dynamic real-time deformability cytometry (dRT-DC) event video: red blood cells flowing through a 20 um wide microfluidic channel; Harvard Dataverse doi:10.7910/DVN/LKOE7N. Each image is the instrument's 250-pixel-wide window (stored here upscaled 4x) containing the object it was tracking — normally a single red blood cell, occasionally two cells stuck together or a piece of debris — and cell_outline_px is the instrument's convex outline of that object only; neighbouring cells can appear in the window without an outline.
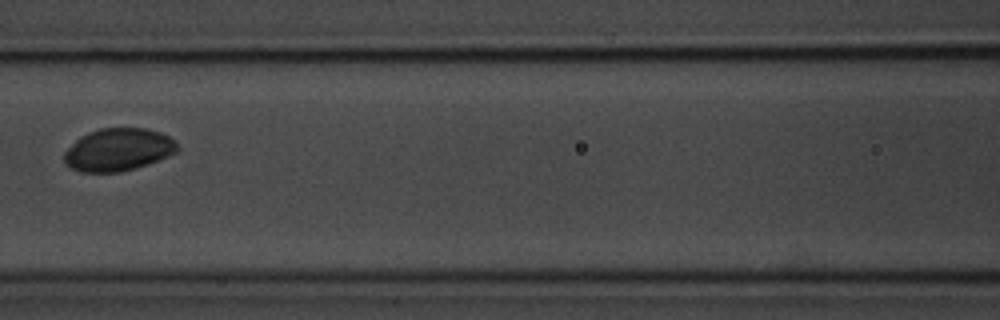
{"species": "common noctule bat (a hibernating species)", "species_latin": "Nyctalus noctula", "temperature_condition": "room temperature", "stored_images_in_passage": 7, "camera_frame_rate_fps": 3000, "um_per_image_px": 0.085, "animal": {"sex": "male", "body_mass_g": 20.1, "forearm_length_mm": 53.5}, "frame": {"image": 1, "passage_image": 5, "time_ms": 5.0, "image_size_px": [1000, 320], "cell_outline_px": [[180, 148], [176, 152], [168, 156], [148, 164], [120, 172], [80, 172], [64, 164], [64, 152], [80, 136], [88, 132], [100, 128], [144, 128], [160, 132], [168, 136]], "centroid_in_image_um": [10.02, 12.72], "position_along_channel_um": 156.6, "area_um2": 28.03}}
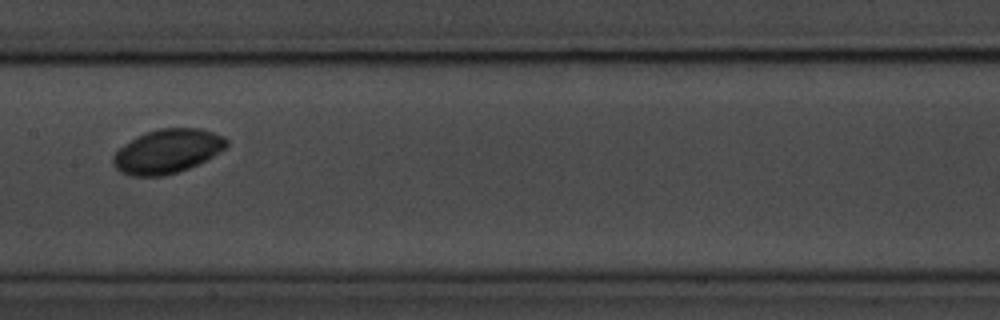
{"frame": {"image": 2, "passage_image": 6, "time_ms": 6.0, "image_size_px": [1000, 320], "cell_outline_px": [[228, 148], [188, 168], [176, 172], [160, 176], [132, 176], [120, 172], [112, 164], [112, 156], [120, 148], [136, 136], [144, 132], [160, 128], [200, 128], [224, 136], [228, 140]], "centroid_in_image_um": [14.22, 12.84], "position_along_channel_um": 193.2, "area_um2": 29.07}}